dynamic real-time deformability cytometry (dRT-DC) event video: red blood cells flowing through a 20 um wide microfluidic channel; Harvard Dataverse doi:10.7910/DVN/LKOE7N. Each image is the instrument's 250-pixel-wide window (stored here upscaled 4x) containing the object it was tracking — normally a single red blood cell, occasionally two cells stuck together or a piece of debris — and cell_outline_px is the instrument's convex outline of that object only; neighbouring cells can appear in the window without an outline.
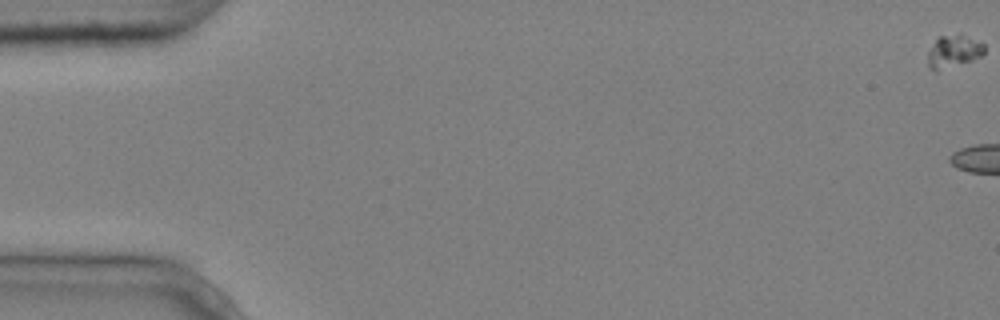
{"species": "common noctule bat (a hibernating species)", "species_latin": "Nyctalus noctula", "temperature_condition": "cold", "stored_images_in_passage": 11, "segment_of_instrument_passage": [1, 2], "camera_frame_rate_fps": 3000, "um_per_image_px": 0.085, "animal": {"sex": "male", "body_mass_g": 20.4}, "frame": {"image": 1, "passage_image": 1, "time_ms": 0.0, "image_size_px": [1000, 320], "cell_outline_px": [[984, 52], [980, 56], [972, 60], [936, 72], [928, 64], [928, 52], [936, 40], [940, 36], [960, 32], [984, 44]], "centroid_in_image_um": [81.06, 4.34], "position_along_channel_um": 3.9, "area_um2": 10.75}}